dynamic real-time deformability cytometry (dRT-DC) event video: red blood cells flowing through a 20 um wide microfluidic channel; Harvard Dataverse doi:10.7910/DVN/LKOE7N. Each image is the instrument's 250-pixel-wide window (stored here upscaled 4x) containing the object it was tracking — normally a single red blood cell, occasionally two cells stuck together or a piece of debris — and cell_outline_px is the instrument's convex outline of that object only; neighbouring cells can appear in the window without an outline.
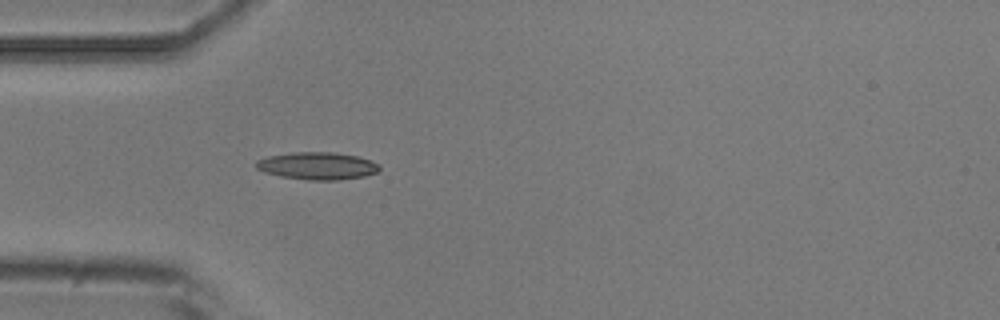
{"species": "common noctule bat (a hibernating species)", "species_latin": "Nyctalus noctula", "temperature_condition": "room temperature", "stored_images_in_passage": 4, "camera_frame_rate_fps": 3000, "um_per_image_px": 0.085, "animal": {"sex": "male", "body_mass_g": 20.5, "forearm_length_mm": 52.5}, "frame": {"image": 1, "passage_image": 4, "time_ms": 4.333, "image_size_px": [1000, 320], "cell_outline_px": [[380, 168], [376, 172], [364, 176], [336, 180], [308, 180], [280, 176], [264, 172], [256, 168], [256, 160], [268, 156], [292, 152], [332, 152], [356, 156], [372, 160], [380, 164]], "centroid_in_image_um": [26.97, 14.09], "position_along_channel_um": 58.0, "area_um2": 19.71}}